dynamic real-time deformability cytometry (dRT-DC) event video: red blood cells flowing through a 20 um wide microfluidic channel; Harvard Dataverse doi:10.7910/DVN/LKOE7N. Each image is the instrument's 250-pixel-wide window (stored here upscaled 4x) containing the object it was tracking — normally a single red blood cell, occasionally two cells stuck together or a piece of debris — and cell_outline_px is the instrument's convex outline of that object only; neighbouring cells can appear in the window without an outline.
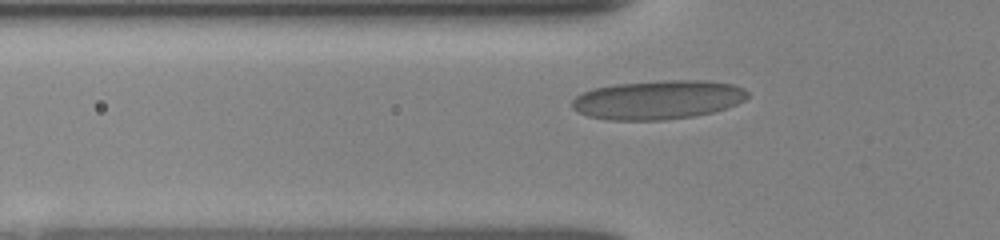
{"species": "human", "species_latin": "Homo sapiens", "temperature_condition": "room temperature", "stored_images_in_passage": 41, "camera_frame_rate_fps": 3000, "um_per_image_px": 0.085, "donor": {"sex": "female"}, "frame": {"image": 1, "passage_image": 11, "time_ms": 3.333, "image_size_px": [1000, 240], "cell_outline_px": [[748, 96], [744, 100], [736, 104], [712, 112], [692, 116], [664, 120], [612, 120], [588, 116], [572, 108], [572, 100], [576, 96], [584, 92], [596, 88], [616, 84], [668, 80], [704, 80], [732, 84], [744, 88], [748, 92]], "centroid_in_image_um": [55.94, 8.48], "position_along_channel_um": 69.9, "area_um2": 39.54}}
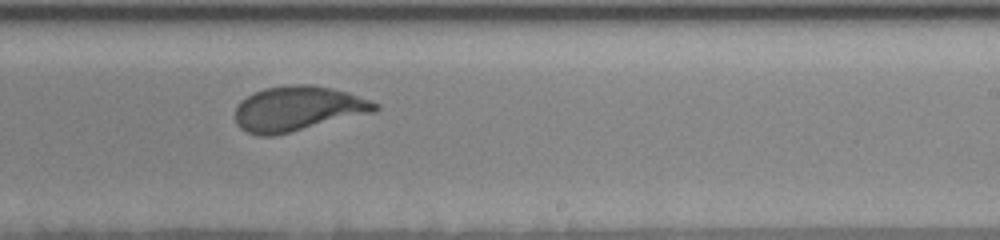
{"frame": {"image": 2, "passage_image": 26, "time_ms": 8.333, "image_size_px": [1000, 240], "cell_outline_px": [[380, 108], [376, 112], [272, 136], [256, 136], [240, 128], [236, 124], [236, 108], [240, 100], [264, 88], [292, 84], [312, 84], [348, 92], [380, 104]], "centroid_in_image_um": [25.33, 9.23], "position_along_channel_um": 263.7, "area_um2": 36.59}}
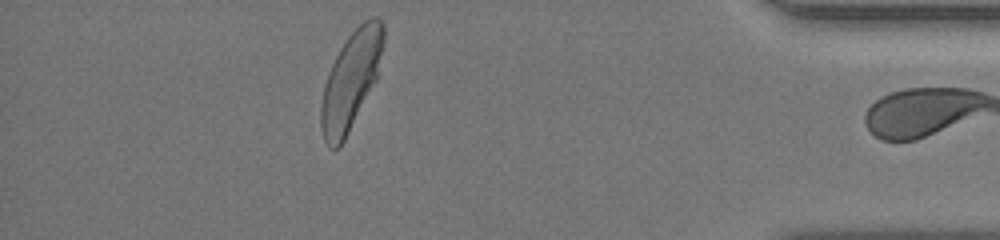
{"frame": {"image": 3, "passage_image": 40, "time_ms": 13.0, "image_size_px": [1000, 240], "cell_outline_px": [[384, 40], [376, 80], [340, 148], [328, 148], [324, 140], [320, 128], [320, 104], [324, 84], [328, 72], [340, 48], [348, 36], [364, 20], [372, 16], [376, 16], [384, 24]], "centroid_in_image_um": [29.8, 6.85], "position_along_channel_um": 405.4, "area_um2": 35.49}, "authors_computed_cell_mechanics": {"area_um2": 36.4718, "velocity_mm_per_s": 3.8778, "shape_relaxation_time_tau1_ms": 3.0203, "shape_relaxation_time_tau2_ms": null, "deformation_change_tau1": 0.1157, "deformation_change_tau2": null}}